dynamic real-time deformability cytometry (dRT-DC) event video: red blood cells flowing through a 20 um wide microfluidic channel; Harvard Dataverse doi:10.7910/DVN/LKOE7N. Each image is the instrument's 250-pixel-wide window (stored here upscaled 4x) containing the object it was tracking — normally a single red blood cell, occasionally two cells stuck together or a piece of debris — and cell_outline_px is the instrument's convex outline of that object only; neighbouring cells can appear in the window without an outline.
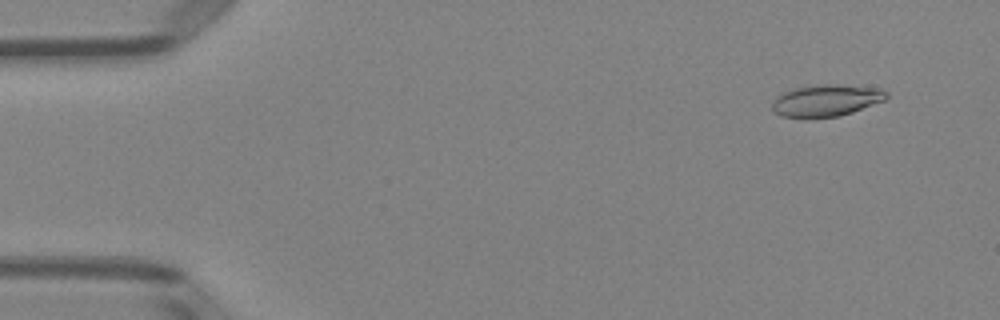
{"species": "Egyptian fruit bat (a non-hibernating species)", "species_latin": "Rousettus aegyptiacus", "temperature_condition": "room temperature", "stored_images_in_passage": 50, "camera_frame_rate_fps": 3000, "um_per_image_px": 0.085, "animal": {"sex": "female"}, "frame": {"image": 1, "passage_image": 4, "time_ms": 1.0, "image_size_px": [1000, 320], "cell_outline_px": [[888, 96], [884, 100], [852, 112], [840, 116], [804, 120], [780, 116], [772, 112], [772, 104], [776, 96], [792, 88], [820, 84], [840, 84], [880, 88], [888, 92]], "centroid_in_image_um": [70.17, 8.56], "position_along_channel_um": 14.8, "area_um2": 21.85}}
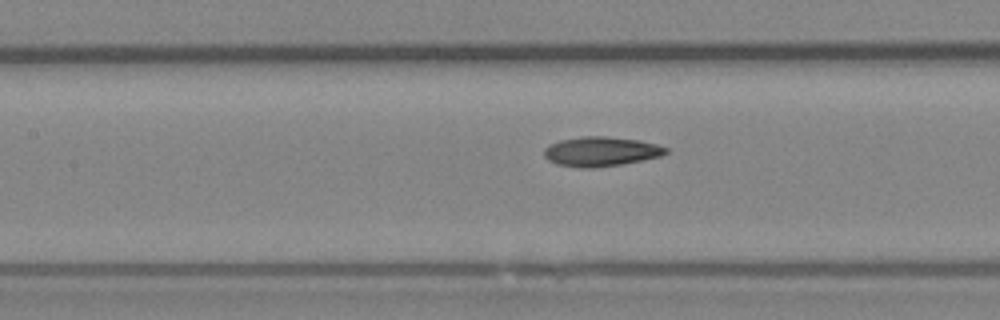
{"frame": {"image": 2, "passage_image": 23, "time_ms": 7.333, "image_size_px": [1000, 320], "cell_outline_px": [[668, 152], [660, 156], [620, 164], [596, 168], [580, 168], [556, 164], [548, 160], [544, 156], [544, 148], [548, 144], [560, 140], [584, 136], [604, 136], [640, 140], [656, 144], [668, 148]], "centroid_in_image_um": [51.04, 12.88], "position_along_channel_um": 156.4, "area_um2": 20.98}}
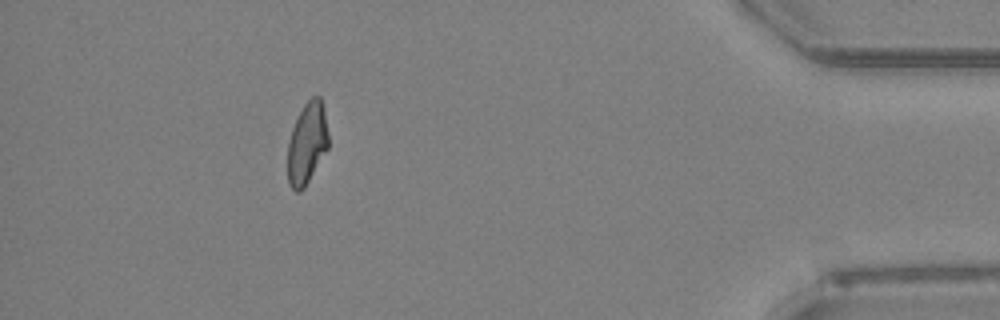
{"frame": {"image": 3, "passage_image": 46, "time_ms": 15.0, "image_size_px": [1000, 320], "cell_outline_px": [[328, 148], [304, 188], [300, 192], [296, 192], [288, 184], [288, 140], [292, 128], [304, 104], [312, 96], [320, 96], [324, 112], [328, 132]], "centroid_in_image_um": [26.09, 12.2], "position_along_channel_um": 409.1, "area_um2": 19.25}}